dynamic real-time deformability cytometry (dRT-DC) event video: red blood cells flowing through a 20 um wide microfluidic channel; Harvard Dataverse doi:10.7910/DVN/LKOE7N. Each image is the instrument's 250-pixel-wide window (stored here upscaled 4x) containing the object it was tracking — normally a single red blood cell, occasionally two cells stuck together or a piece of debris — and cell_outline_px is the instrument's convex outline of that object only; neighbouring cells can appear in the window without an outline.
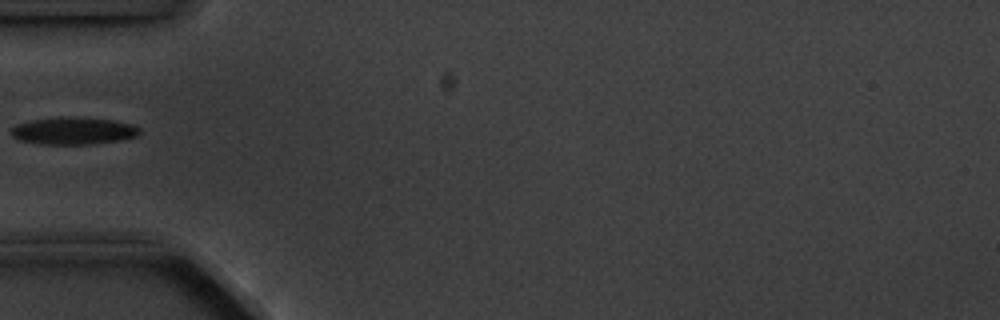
{"species": "common noctule bat (a hibernating species)", "species_latin": "Nyctalus noctula", "temperature_condition": "cold", "stored_images_in_passage": 1, "camera_frame_rate_fps": 3000, "um_per_image_px": 0.085, "animal": {"sex": "male", "body_mass_g": 20.1, "forearm_length_mm": 53.5}, "frame": {"image": 1, "passage_image": 1, "time_ms": 0.0, "image_size_px": [1000, 320], "cell_outline_px": [[140, 132], [136, 136], [120, 140], [92, 144], [36, 144], [20, 140], [12, 136], [12, 128], [16, 124], [36, 120], [112, 120], [132, 124], [140, 128]], "centroid_in_image_um": [6.26, 11.19], "position_along_channel_um": 78.7, "area_um2": 19.13}}